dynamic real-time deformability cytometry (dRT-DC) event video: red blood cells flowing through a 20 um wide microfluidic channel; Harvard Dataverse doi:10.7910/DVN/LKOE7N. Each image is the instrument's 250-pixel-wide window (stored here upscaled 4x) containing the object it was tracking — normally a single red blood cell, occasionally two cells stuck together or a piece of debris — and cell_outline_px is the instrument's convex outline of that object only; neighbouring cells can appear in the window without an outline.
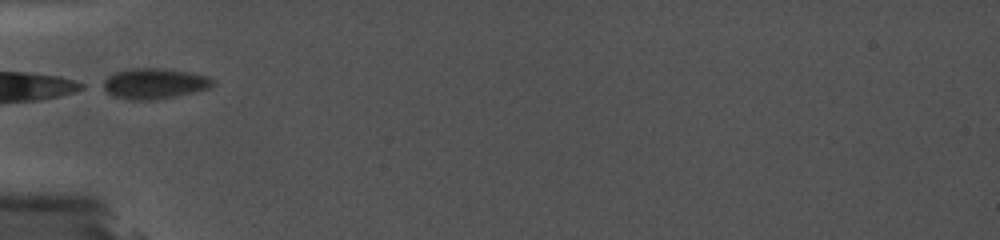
{"species": "common noctule bat (a hibernating species)", "species_latin": "Nyctalus noctula", "temperature_condition": "cold", "stored_images_in_passage": 49, "camera_frame_rate_fps": 5000, "um_per_image_px": 0.085, "animal": {"sex": "female", "body_mass_g": 19.0, "forearm_length_mm": 56.7}, "frame": {"image": 1, "passage_image": 1, "time_ms": 0.0, "image_size_px": [1000, 240], "cell_outline_px": [[216, 84], [208, 88], [192, 92], [152, 100], [128, 100], [112, 96], [100, 88], [96, 84], [108, 76], [116, 72], [128, 68], [160, 68], [188, 72], [208, 76], [216, 80]], "centroid_in_image_um": [13.02, 7.1], "position_along_channel_um": 72.0, "area_um2": 19.88}}